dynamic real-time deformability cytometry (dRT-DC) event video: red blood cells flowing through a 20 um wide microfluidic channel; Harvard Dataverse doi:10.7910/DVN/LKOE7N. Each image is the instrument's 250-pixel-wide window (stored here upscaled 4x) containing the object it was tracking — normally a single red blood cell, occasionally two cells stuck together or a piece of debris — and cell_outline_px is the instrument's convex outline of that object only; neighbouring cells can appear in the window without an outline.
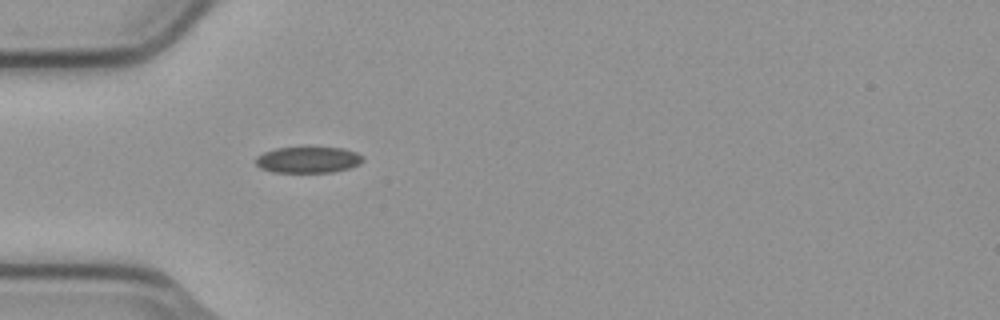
{"species": "common noctule bat (a hibernating species)", "species_latin": "Nyctalus noctula", "temperature_condition": "cold", "stored_images_in_passage": 4, "camera_frame_rate_fps": 3000, "um_per_image_px": 0.085, "animal": {"sex": "male", "body_mass_g": 23.1, "forearm_length_mm": 52.7}, "frame": {"image": 1, "passage_image": 4, "time_ms": 1.0, "image_size_px": [1000, 320], "cell_outline_px": [[364, 160], [360, 164], [348, 168], [332, 172], [272, 172], [260, 168], [256, 164], [256, 156], [264, 152], [276, 148], [344, 148], [356, 152], [364, 156]], "centroid_in_image_um": [26.2, 13.59], "position_along_channel_um": 58.8, "area_um2": 16.3}}